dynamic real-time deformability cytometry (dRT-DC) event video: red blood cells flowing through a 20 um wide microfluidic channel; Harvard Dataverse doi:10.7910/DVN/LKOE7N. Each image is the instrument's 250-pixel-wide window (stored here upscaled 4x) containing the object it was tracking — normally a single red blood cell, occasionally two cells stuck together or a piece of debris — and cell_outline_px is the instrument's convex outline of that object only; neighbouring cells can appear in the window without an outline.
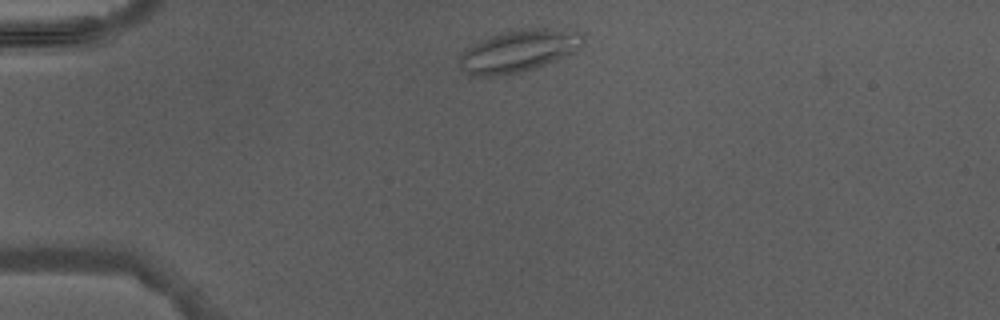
{"species": "Egyptian fruit bat (a non-hibernating species)", "species_latin": "Rousettus aegyptiacus", "temperature_condition": "warm", "stored_images_in_passage": 1, "camera_frame_rate_fps": 3000, "um_per_image_px": 0.085, "animal": {"sex": "male"}, "frame": {"image": 1, "passage_image": 1, "time_ms": 0.0, "image_size_px": [1000, 320], "cell_outline_px": [[584, 44], [576, 52], [544, 64], [532, 68], [500, 76], [476, 76], [460, 68], [460, 56], [472, 44], [492, 36], [504, 32], [528, 28], [576, 28], [584, 36]], "centroid_in_image_um": [44.19, 4.3], "position_along_channel_um": 40.8, "area_um2": 30.23}}